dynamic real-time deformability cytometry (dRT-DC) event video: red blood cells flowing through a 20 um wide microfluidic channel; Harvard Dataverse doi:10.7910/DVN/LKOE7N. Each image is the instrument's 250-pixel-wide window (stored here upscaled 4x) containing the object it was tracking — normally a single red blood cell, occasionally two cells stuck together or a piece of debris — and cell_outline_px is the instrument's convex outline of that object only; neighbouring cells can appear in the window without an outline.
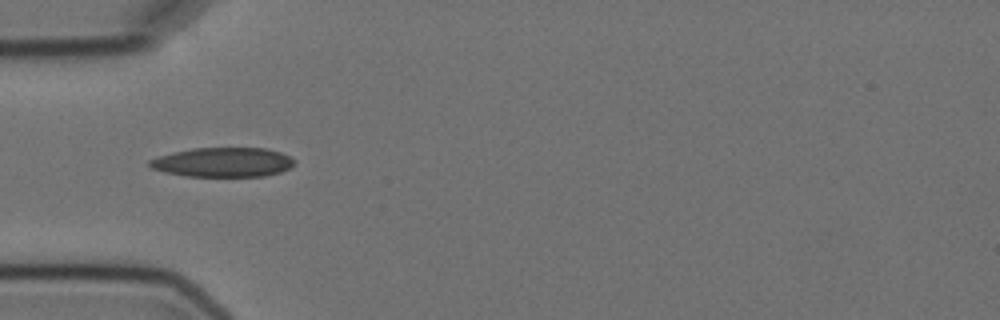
{"species": "Egyptian fruit bat (a non-hibernating species)", "species_latin": "Rousettus aegyptiacus", "temperature_condition": "cold", "stored_images_in_passage": 6, "camera_frame_rate_fps": 3000, "um_per_image_px": 0.085, "animal": {"sex": "female"}, "frame": {"image": 1, "passage_image": 3, "time_ms": 2.333, "image_size_px": [1000, 320], "cell_outline_px": [[296, 164], [280, 172], [264, 176], [184, 176], [164, 172], [152, 168], [148, 164], [148, 160], [156, 156], [172, 152], [192, 148], [264, 148], [280, 152], [296, 160]], "centroid_in_image_um": [18.92, 13.79], "position_along_channel_um": 66.1, "area_um2": 24.97}}
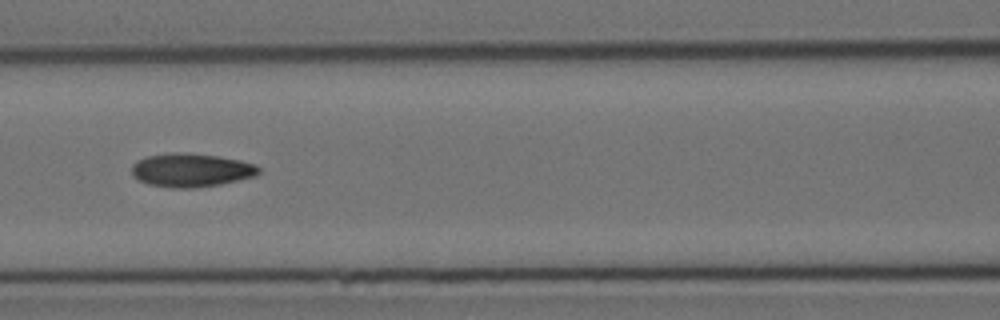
{"frame": {"image": 2, "passage_image": 5, "time_ms": 4.667, "image_size_px": [1000, 320], "cell_outline_px": [[260, 172], [256, 176], [220, 184], [192, 188], [172, 188], [148, 184], [132, 176], [132, 164], [148, 156], [176, 152], [216, 156], [240, 160], [256, 164], [260, 168]], "centroid_in_image_um": [16.27, 14.47], "position_along_channel_um": 150.3, "area_um2": 24.62}}
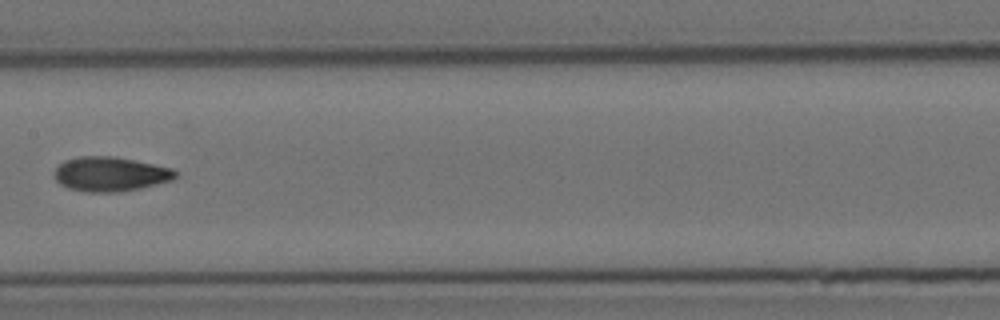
{"frame": {"image": 3, "passage_image": 6, "time_ms": 6.0, "image_size_px": [1000, 320], "cell_outline_px": [[176, 176], [172, 180], [140, 188], [120, 192], [84, 192], [68, 188], [60, 184], [52, 176], [52, 172], [64, 160], [80, 156], [112, 156], [172, 168], [176, 172]], "centroid_in_image_um": [9.31, 14.8], "position_along_channel_um": 198.1, "area_um2": 24.33}}